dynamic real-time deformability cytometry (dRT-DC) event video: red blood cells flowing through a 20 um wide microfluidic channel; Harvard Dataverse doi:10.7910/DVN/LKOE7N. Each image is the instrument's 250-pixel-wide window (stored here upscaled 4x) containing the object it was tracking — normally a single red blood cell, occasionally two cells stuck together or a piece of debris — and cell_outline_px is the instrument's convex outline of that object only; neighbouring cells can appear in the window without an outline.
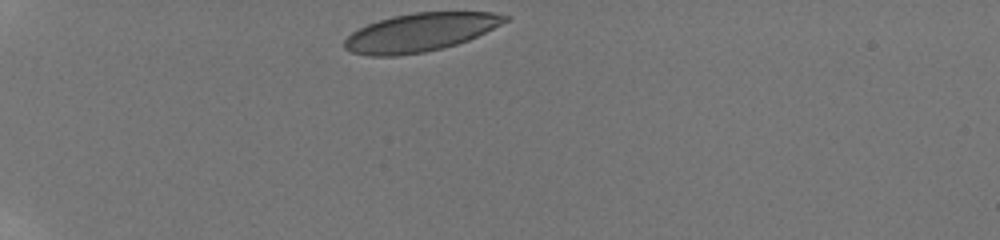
{"species": "human", "species_latin": "Homo sapiens", "temperature_condition": "room temperature", "stored_images_in_passage": 5, "camera_frame_rate_fps": 3000, "um_per_image_px": 0.085, "donor": {"sex": "male"}, "frame": {"image": 1, "passage_image": 1, "time_ms": 0.0, "image_size_px": [1000, 240], "cell_outline_px": [[512, 16], [508, 20], [468, 40], [444, 48], [424, 52], [396, 56], [368, 56], [352, 52], [344, 48], [344, 40], [352, 32], [368, 24], [392, 16], [412, 12], [492, 12]], "centroid_in_image_um": [35.7, 2.75], "position_along_channel_um": 49.3, "area_um2": 35.66}}
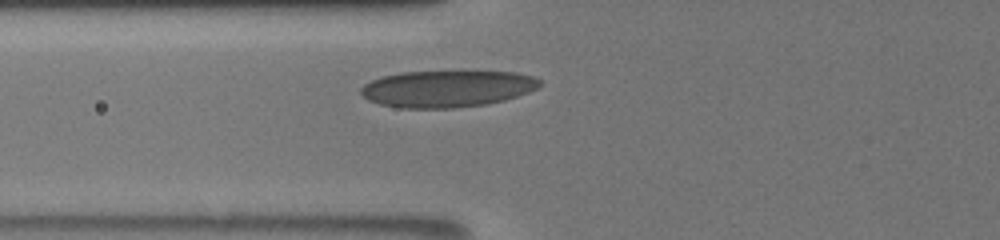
{"frame": {"image": 2, "passage_image": 5, "time_ms": 2.333, "image_size_px": [1000, 240], "cell_outline_px": [[544, 84], [528, 92], [504, 100], [488, 104], [456, 108], [400, 108], [380, 104], [368, 100], [360, 92], [360, 88], [364, 84], [372, 80], [384, 76], [400, 72], [512, 72], [532, 76], [540, 80]], "centroid_in_image_um": [37.99, 7.55], "position_along_channel_um": 87.8, "area_um2": 38.15}}